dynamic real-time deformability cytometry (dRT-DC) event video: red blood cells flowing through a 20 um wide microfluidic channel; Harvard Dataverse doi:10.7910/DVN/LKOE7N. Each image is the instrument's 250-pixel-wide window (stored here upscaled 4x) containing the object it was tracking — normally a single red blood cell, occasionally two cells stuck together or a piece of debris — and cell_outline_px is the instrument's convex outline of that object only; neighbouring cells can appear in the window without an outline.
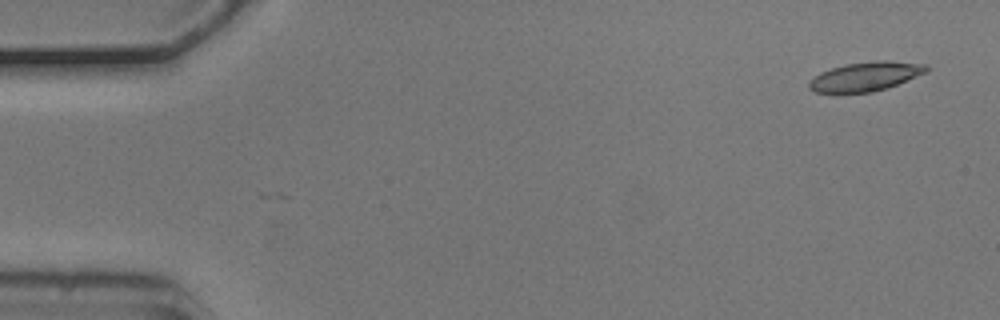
{"species": "common noctule bat (a hibernating species)", "species_latin": "Nyctalus noctula", "temperature_condition": "cold", "stored_images_in_passage": 4, "camera_frame_rate_fps": 3000, "um_per_image_px": 0.085, "animal": {"sex": "male", "body_mass_g": 20.5, "forearm_length_mm": 52.5}, "frame": {"image": 1, "passage_image": 1, "time_ms": 0.0, "image_size_px": [1000, 320], "cell_outline_px": [[928, 72], [888, 88], [872, 92], [816, 92], [808, 88], [808, 84], [820, 72], [844, 64], [876, 60], [884, 60], [928, 64]], "centroid_in_image_um": [73.63, 6.49], "position_along_channel_um": 11.4, "area_um2": 19.88}}